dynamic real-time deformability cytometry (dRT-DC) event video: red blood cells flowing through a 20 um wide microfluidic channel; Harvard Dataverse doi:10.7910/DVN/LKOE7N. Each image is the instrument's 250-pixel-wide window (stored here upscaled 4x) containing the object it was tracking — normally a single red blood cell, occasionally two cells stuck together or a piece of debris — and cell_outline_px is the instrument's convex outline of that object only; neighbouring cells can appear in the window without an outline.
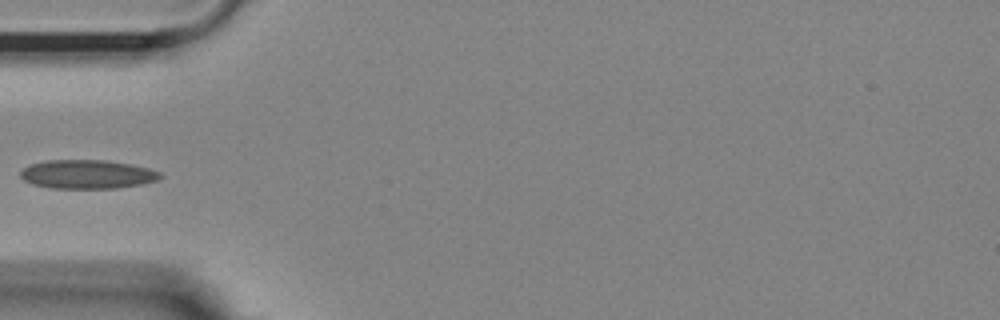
{"species": "Egyptian fruit bat (a non-hibernating species)", "species_latin": "Rousettus aegyptiacus", "temperature_condition": "room temperature", "stored_images_in_passage": 37, "camera_frame_rate_fps": 3000, "um_per_image_px": 0.085, "animal": {"sex": "female"}, "frame": {"image": 1, "passage_image": 1, "time_ms": 0.0, "image_size_px": [1000, 320], "cell_outline_px": [[164, 176], [156, 180], [140, 184], [116, 188], [52, 188], [32, 184], [24, 180], [20, 176], [20, 172], [24, 168], [32, 164], [48, 160], [108, 160], [132, 164], [148, 168], [160, 172]], "centroid_in_image_um": [7.43, 14.81], "position_along_channel_um": 77.6, "area_um2": 23.41}}
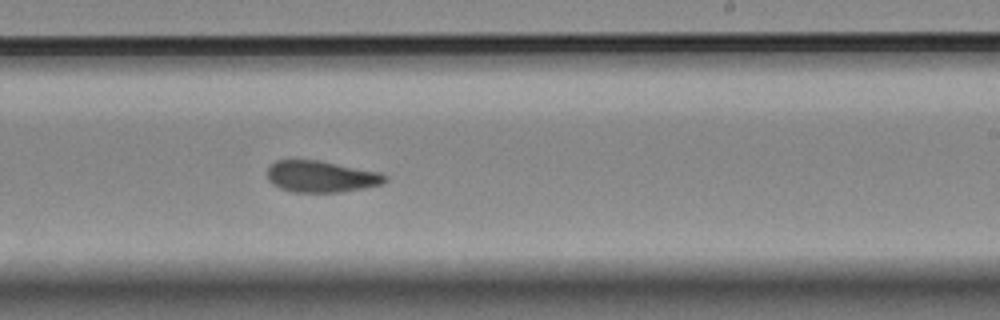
{"frame": {"image": 2, "passage_image": 16, "time_ms": 5.0, "image_size_px": [1000, 320], "cell_outline_px": [[388, 180], [384, 184], [364, 188], [340, 192], [292, 192], [280, 188], [272, 184], [268, 180], [268, 168], [276, 160], [320, 160], [380, 172], [388, 176]], "centroid_in_image_um": [27.33, 15.01], "position_along_channel_um": 261.7, "area_um2": 21.79}}
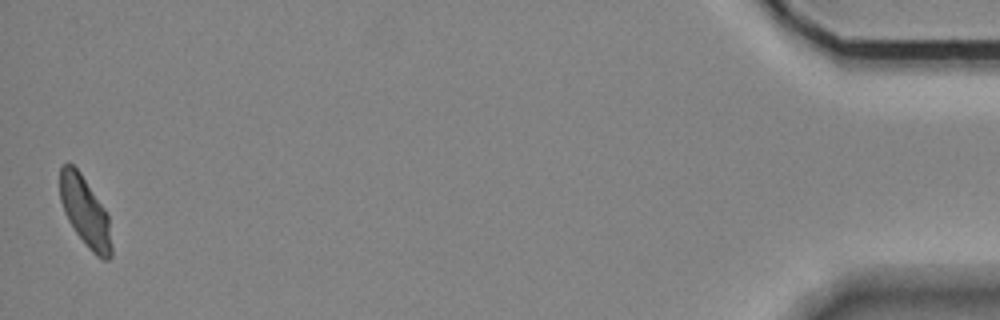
{"frame": {"image": 3, "passage_image": 37, "time_ms": 12.0, "image_size_px": [1000, 320], "cell_outline_px": [[112, 256], [108, 260], [104, 260], [96, 256], [88, 248], [76, 232], [68, 220], [64, 212], [60, 200], [60, 168], [68, 160], [80, 172], [104, 208], [108, 216], [112, 248]], "centroid_in_image_um": [7.23, 18.0], "position_along_channel_um": 428.0, "area_um2": 20.87}}